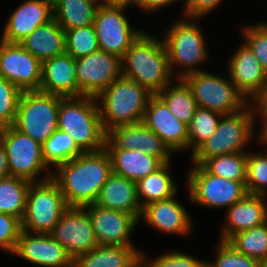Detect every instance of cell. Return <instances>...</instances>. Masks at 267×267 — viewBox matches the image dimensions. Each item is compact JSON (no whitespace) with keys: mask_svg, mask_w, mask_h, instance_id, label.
Returning a JSON list of instances; mask_svg holds the SVG:
<instances>
[{"mask_svg":"<svg viewBox=\"0 0 267 267\" xmlns=\"http://www.w3.org/2000/svg\"><path fill=\"white\" fill-rule=\"evenodd\" d=\"M56 169L52 171V179L59 185L67 206L85 207L96 202L102 186L112 174V162L104 148L83 152Z\"/></svg>","mask_w":267,"mask_h":267,"instance_id":"1","label":"cell"},{"mask_svg":"<svg viewBox=\"0 0 267 267\" xmlns=\"http://www.w3.org/2000/svg\"><path fill=\"white\" fill-rule=\"evenodd\" d=\"M122 75L156 95L172 84L173 75L163 40L142 32L121 58Z\"/></svg>","mask_w":267,"mask_h":267,"instance_id":"2","label":"cell"},{"mask_svg":"<svg viewBox=\"0 0 267 267\" xmlns=\"http://www.w3.org/2000/svg\"><path fill=\"white\" fill-rule=\"evenodd\" d=\"M153 94L133 79L121 75L97 97L105 133L113 128L142 122Z\"/></svg>","mask_w":267,"mask_h":267,"instance_id":"3","label":"cell"},{"mask_svg":"<svg viewBox=\"0 0 267 267\" xmlns=\"http://www.w3.org/2000/svg\"><path fill=\"white\" fill-rule=\"evenodd\" d=\"M96 97H62L58 129L68 133L83 152L105 148L107 134L102 126Z\"/></svg>","mask_w":267,"mask_h":267,"instance_id":"4","label":"cell"},{"mask_svg":"<svg viewBox=\"0 0 267 267\" xmlns=\"http://www.w3.org/2000/svg\"><path fill=\"white\" fill-rule=\"evenodd\" d=\"M255 117L258 118L253 103L234 114L222 115L212 136L191 154L193 164L202 165L208 158L223 154L245 153L254 137Z\"/></svg>","mask_w":267,"mask_h":267,"instance_id":"5","label":"cell"},{"mask_svg":"<svg viewBox=\"0 0 267 267\" xmlns=\"http://www.w3.org/2000/svg\"><path fill=\"white\" fill-rule=\"evenodd\" d=\"M61 100L41 91L22 92L13 126L42 145L58 129Z\"/></svg>","mask_w":267,"mask_h":267,"instance_id":"6","label":"cell"},{"mask_svg":"<svg viewBox=\"0 0 267 267\" xmlns=\"http://www.w3.org/2000/svg\"><path fill=\"white\" fill-rule=\"evenodd\" d=\"M68 208L59 185L52 179L29 185L22 230L50 234Z\"/></svg>","mask_w":267,"mask_h":267,"instance_id":"7","label":"cell"},{"mask_svg":"<svg viewBox=\"0 0 267 267\" xmlns=\"http://www.w3.org/2000/svg\"><path fill=\"white\" fill-rule=\"evenodd\" d=\"M179 20L174 23L167 31L163 39L167 53L169 66L173 75V69L177 65L184 67V70L177 74L178 79H184L186 76L196 73L198 70L195 66L208 58V49L203 37L202 30L196 21Z\"/></svg>","mask_w":267,"mask_h":267,"instance_id":"8","label":"cell"},{"mask_svg":"<svg viewBox=\"0 0 267 267\" xmlns=\"http://www.w3.org/2000/svg\"><path fill=\"white\" fill-rule=\"evenodd\" d=\"M183 80L192 90L198 107L222 115L239 112L251 101L250 98L246 99L230 78L225 79L203 70L192 73Z\"/></svg>","mask_w":267,"mask_h":267,"instance_id":"9","label":"cell"},{"mask_svg":"<svg viewBox=\"0 0 267 267\" xmlns=\"http://www.w3.org/2000/svg\"><path fill=\"white\" fill-rule=\"evenodd\" d=\"M0 139L6 150L10 176L23 178L31 183L52 178V172L41 180L38 177L39 173L48 168L43 160L40 143L14 126L0 129Z\"/></svg>","mask_w":267,"mask_h":267,"instance_id":"10","label":"cell"},{"mask_svg":"<svg viewBox=\"0 0 267 267\" xmlns=\"http://www.w3.org/2000/svg\"><path fill=\"white\" fill-rule=\"evenodd\" d=\"M187 175L189 198L194 204L228 209L248 194L246 182L215 176L202 165H194Z\"/></svg>","mask_w":267,"mask_h":267,"instance_id":"11","label":"cell"},{"mask_svg":"<svg viewBox=\"0 0 267 267\" xmlns=\"http://www.w3.org/2000/svg\"><path fill=\"white\" fill-rule=\"evenodd\" d=\"M127 6L101 3L95 17L94 28L99 48L122 58L143 30L131 27L124 15Z\"/></svg>","mask_w":267,"mask_h":267,"instance_id":"12","label":"cell"},{"mask_svg":"<svg viewBox=\"0 0 267 267\" xmlns=\"http://www.w3.org/2000/svg\"><path fill=\"white\" fill-rule=\"evenodd\" d=\"M122 75L121 58L98 50L76 59L78 96L97 97Z\"/></svg>","mask_w":267,"mask_h":267,"instance_id":"13","label":"cell"},{"mask_svg":"<svg viewBox=\"0 0 267 267\" xmlns=\"http://www.w3.org/2000/svg\"><path fill=\"white\" fill-rule=\"evenodd\" d=\"M50 235L65 248L73 260L99 245L89 213L84 207H68Z\"/></svg>","mask_w":267,"mask_h":267,"instance_id":"14","label":"cell"},{"mask_svg":"<svg viewBox=\"0 0 267 267\" xmlns=\"http://www.w3.org/2000/svg\"><path fill=\"white\" fill-rule=\"evenodd\" d=\"M0 77L16 85L22 92L39 91L42 62L20 43L0 40Z\"/></svg>","mask_w":267,"mask_h":267,"instance_id":"15","label":"cell"},{"mask_svg":"<svg viewBox=\"0 0 267 267\" xmlns=\"http://www.w3.org/2000/svg\"><path fill=\"white\" fill-rule=\"evenodd\" d=\"M92 222L96 241L99 245L135 246L130 242L139 219L124 211L105 209L96 204L84 207Z\"/></svg>","mask_w":267,"mask_h":267,"instance_id":"16","label":"cell"},{"mask_svg":"<svg viewBox=\"0 0 267 267\" xmlns=\"http://www.w3.org/2000/svg\"><path fill=\"white\" fill-rule=\"evenodd\" d=\"M142 123L152 130L171 152L188 148V125L181 122L157 95L150 97Z\"/></svg>","mask_w":267,"mask_h":267,"instance_id":"17","label":"cell"},{"mask_svg":"<svg viewBox=\"0 0 267 267\" xmlns=\"http://www.w3.org/2000/svg\"><path fill=\"white\" fill-rule=\"evenodd\" d=\"M105 149L141 150L144 154L171 162V151L164 142L142 122L118 126L107 133Z\"/></svg>","mask_w":267,"mask_h":267,"instance_id":"18","label":"cell"},{"mask_svg":"<svg viewBox=\"0 0 267 267\" xmlns=\"http://www.w3.org/2000/svg\"><path fill=\"white\" fill-rule=\"evenodd\" d=\"M43 267H73L74 260L50 234L22 230L13 253Z\"/></svg>","mask_w":267,"mask_h":267,"instance_id":"19","label":"cell"},{"mask_svg":"<svg viewBox=\"0 0 267 267\" xmlns=\"http://www.w3.org/2000/svg\"><path fill=\"white\" fill-rule=\"evenodd\" d=\"M53 18V0H25L9 16L0 40L20 43L37 27Z\"/></svg>","mask_w":267,"mask_h":267,"instance_id":"20","label":"cell"},{"mask_svg":"<svg viewBox=\"0 0 267 267\" xmlns=\"http://www.w3.org/2000/svg\"><path fill=\"white\" fill-rule=\"evenodd\" d=\"M228 73L230 80L246 99L252 97L254 100L267 84V72L245 43L229 60Z\"/></svg>","mask_w":267,"mask_h":267,"instance_id":"21","label":"cell"},{"mask_svg":"<svg viewBox=\"0 0 267 267\" xmlns=\"http://www.w3.org/2000/svg\"><path fill=\"white\" fill-rule=\"evenodd\" d=\"M39 91L62 97H78L76 59L64 53L43 61Z\"/></svg>","mask_w":267,"mask_h":267,"instance_id":"22","label":"cell"},{"mask_svg":"<svg viewBox=\"0 0 267 267\" xmlns=\"http://www.w3.org/2000/svg\"><path fill=\"white\" fill-rule=\"evenodd\" d=\"M140 219L158 229L169 234L188 235L192 222L184 206L172 197L167 200H160L145 205L142 208Z\"/></svg>","mask_w":267,"mask_h":267,"instance_id":"23","label":"cell"},{"mask_svg":"<svg viewBox=\"0 0 267 267\" xmlns=\"http://www.w3.org/2000/svg\"><path fill=\"white\" fill-rule=\"evenodd\" d=\"M226 210L227 224L222 228L220 241H227L232 235L259 226L267 221L265 196L246 194Z\"/></svg>","mask_w":267,"mask_h":267,"instance_id":"24","label":"cell"},{"mask_svg":"<svg viewBox=\"0 0 267 267\" xmlns=\"http://www.w3.org/2000/svg\"><path fill=\"white\" fill-rule=\"evenodd\" d=\"M105 209L124 211L135 215L139 220L142 207L137 197L136 183L112 173L102 186L94 203Z\"/></svg>","mask_w":267,"mask_h":267,"instance_id":"25","label":"cell"},{"mask_svg":"<svg viewBox=\"0 0 267 267\" xmlns=\"http://www.w3.org/2000/svg\"><path fill=\"white\" fill-rule=\"evenodd\" d=\"M20 45L43 62L65 53V31L53 18L37 27Z\"/></svg>","mask_w":267,"mask_h":267,"instance_id":"26","label":"cell"},{"mask_svg":"<svg viewBox=\"0 0 267 267\" xmlns=\"http://www.w3.org/2000/svg\"><path fill=\"white\" fill-rule=\"evenodd\" d=\"M112 162V173L135 183L155 172L164 163L157 157L144 154L141 150L106 149Z\"/></svg>","mask_w":267,"mask_h":267,"instance_id":"27","label":"cell"},{"mask_svg":"<svg viewBox=\"0 0 267 267\" xmlns=\"http://www.w3.org/2000/svg\"><path fill=\"white\" fill-rule=\"evenodd\" d=\"M141 255L135 246L98 245L77 257L73 267H129Z\"/></svg>","mask_w":267,"mask_h":267,"instance_id":"28","label":"cell"},{"mask_svg":"<svg viewBox=\"0 0 267 267\" xmlns=\"http://www.w3.org/2000/svg\"><path fill=\"white\" fill-rule=\"evenodd\" d=\"M99 0H53L54 19L64 31L94 25Z\"/></svg>","mask_w":267,"mask_h":267,"instance_id":"29","label":"cell"},{"mask_svg":"<svg viewBox=\"0 0 267 267\" xmlns=\"http://www.w3.org/2000/svg\"><path fill=\"white\" fill-rule=\"evenodd\" d=\"M169 163H164L155 172L136 182L137 197L141 207L176 196L177 187L169 175Z\"/></svg>","mask_w":267,"mask_h":267,"instance_id":"30","label":"cell"},{"mask_svg":"<svg viewBox=\"0 0 267 267\" xmlns=\"http://www.w3.org/2000/svg\"><path fill=\"white\" fill-rule=\"evenodd\" d=\"M167 85L156 95L167 105L168 109L183 123L189 125L198 108L192 90L183 79L176 86Z\"/></svg>","mask_w":267,"mask_h":267,"instance_id":"31","label":"cell"},{"mask_svg":"<svg viewBox=\"0 0 267 267\" xmlns=\"http://www.w3.org/2000/svg\"><path fill=\"white\" fill-rule=\"evenodd\" d=\"M30 184V181L14 176L0 179V213L22 220Z\"/></svg>","mask_w":267,"mask_h":267,"instance_id":"32","label":"cell"},{"mask_svg":"<svg viewBox=\"0 0 267 267\" xmlns=\"http://www.w3.org/2000/svg\"><path fill=\"white\" fill-rule=\"evenodd\" d=\"M83 151L77 146L72 137L57 129L43 144L42 156L47 166L56 168L58 165L78 157Z\"/></svg>","mask_w":267,"mask_h":267,"instance_id":"33","label":"cell"},{"mask_svg":"<svg viewBox=\"0 0 267 267\" xmlns=\"http://www.w3.org/2000/svg\"><path fill=\"white\" fill-rule=\"evenodd\" d=\"M226 242L236 251L261 262L267 256V221L232 235Z\"/></svg>","mask_w":267,"mask_h":267,"instance_id":"34","label":"cell"},{"mask_svg":"<svg viewBox=\"0 0 267 267\" xmlns=\"http://www.w3.org/2000/svg\"><path fill=\"white\" fill-rule=\"evenodd\" d=\"M247 153H230L208 158L202 166L211 174L234 180L246 182Z\"/></svg>","mask_w":267,"mask_h":267,"instance_id":"35","label":"cell"},{"mask_svg":"<svg viewBox=\"0 0 267 267\" xmlns=\"http://www.w3.org/2000/svg\"><path fill=\"white\" fill-rule=\"evenodd\" d=\"M222 114L198 107L188 125V148L192 153L215 132Z\"/></svg>","mask_w":267,"mask_h":267,"instance_id":"36","label":"cell"},{"mask_svg":"<svg viewBox=\"0 0 267 267\" xmlns=\"http://www.w3.org/2000/svg\"><path fill=\"white\" fill-rule=\"evenodd\" d=\"M100 50L94 25L65 31V53L75 59Z\"/></svg>","mask_w":267,"mask_h":267,"instance_id":"37","label":"cell"},{"mask_svg":"<svg viewBox=\"0 0 267 267\" xmlns=\"http://www.w3.org/2000/svg\"><path fill=\"white\" fill-rule=\"evenodd\" d=\"M245 186L248 194L267 196V152L247 153Z\"/></svg>","mask_w":267,"mask_h":267,"instance_id":"38","label":"cell"},{"mask_svg":"<svg viewBox=\"0 0 267 267\" xmlns=\"http://www.w3.org/2000/svg\"><path fill=\"white\" fill-rule=\"evenodd\" d=\"M21 94L16 85L0 77V129L14 125Z\"/></svg>","mask_w":267,"mask_h":267,"instance_id":"39","label":"cell"},{"mask_svg":"<svg viewBox=\"0 0 267 267\" xmlns=\"http://www.w3.org/2000/svg\"><path fill=\"white\" fill-rule=\"evenodd\" d=\"M215 262H206V267H261V262L236 251L226 241H219Z\"/></svg>","mask_w":267,"mask_h":267,"instance_id":"40","label":"cell"},{"mask_svg":"<svg viewBox=\"0 0 267 267\" xmlns=\"http://www.w3.org/2000/svg\"><path fill=\"white\" fill-rule=\"evenodd\" d=\"M245 44L252 50L262 68L267 72V24L242 27Z\"/></svg>","mask_w":267,"mask_h":267,"instance_id":"41","label":"cell"},{"mask_svg":"<svg viewBox=\"0 0 267 267\" xmlns=\"http://www.w3.org/2000/svg\"><path fill=\"white\" fill-rule=\"evenodd\" d=\"M21 231L22 224L19 218L0 213V249L13 254Z\"/></svg>","mask_w":267,"mask_h":267,"instance_id":"42","label":"cell"},{"mask_svg":"<svg viewBox=\"0 0 267 267\" xmlns=\"http://www.w3.org/2000/svg\"><path fill=\"white\" fill-rule=\"evenodd\" d=\"M154 259L147 261L149 267H206V261L178 251H171Z\"/></svg>","mask_w":267,"mask_h":267,"instance_id":"43","label":"cell"},{"mask_svg":"<svg viewBox=\"0 0 267 267\" xmlns=\"http://www.w3.org/2000/svg\"><path fill=\"white\" fill-rule=\"evenodd\" d=\"M222 0H185V9L183 13L188 19L201 18L206 13L213 11Z\"/></svg>","mask_w":267,"mask_h":267,"instance_id":"44","label":"cell"},{"mask_svg":"<svg viewBox=\"0 0 267 267\" xmlns=\"http://www.w3.org/2000/svg\"><path fill=\"white\" fill-rule=\"evenodd\" d=\"M177 1L178 0H135V6L147 12H153Z\"/></svg>","mask_w":267,"mask_h":267,"instance_id":"45","label":"cell"},{"mask_svg":"<svg viewBox=\"0 0 267 267\" xmlns=\"http://www.w3.org/2000/svg\"><path fill=\"white\" fill-rule=\"evenodd\" d=\"M252 101L254 103L256 115L267 114V84L263 91Z\"/></svg>","mask_w":267,"mask_h":267,"instance_id":"46","label":"cell"},{"mask_svg":"<svg viewBox=\"0 0 267 267\" xmlns=\"http://www.w3.org/2000/svg\"><path fill=\"white\" fill-rule=\"evenodd\" d=\"M10 176L5 147L0 139V179Z\"/></svg>","mask_w":267,"mask_h":267,"instance_id":"47","label":"cell"},{"mask_svg":"<svg viewBox=\"0 0 267 267\" xmlns=\"http://www.w3.org/2000/svg\"><path fill=\"white\" fill-rule=\"evenodd\" d=\"M261 118L262 121V127L260 134H258L259 142H261L264 145H267V114H260L258 115Z\"/></svg>","mask_w":267,"mask_h":267,"instance_id":"48","label":"cell"},{"mask_svg":"<svg viewBox=\"0 0 267 267\" xmlns=\"http://www.w3.org/2000/svg\"><path fill=\"white\" fill-rule=\"evenodd\" d=\"M102 3L107 5H117V6H128V5L135 6V0H103Z\"/></svg>","mask_w":267,"mask_h":267,"instance_id":"49","label":"cell"},{"mask_svg":"<svg viewBox=\"0 0 267 267\" xmlns=\"http://www.w3.org/2000/svg\"><path fill=\"white\" fill-rule=\"evenodd\" d=\"M145 256L142 254L132 265L129 267H149L148 262L145 260Z\"/></svg>","mask_w":267,"mask_h":267,"instance_id":"50","label":"cell"},{"mask_svg":"<svg viewBox=\"0 0 267 267\" xmlns=\"http://www.w3.org/2000/svg\"><path fill=\"white\" fill-rule=\"evenodd\" d=\"M261 267H267V256L261 261Z\"/></svg>","mask_w":267,"mask_h":267,"instance_id":"51","label":"cell"}]
</instances>
